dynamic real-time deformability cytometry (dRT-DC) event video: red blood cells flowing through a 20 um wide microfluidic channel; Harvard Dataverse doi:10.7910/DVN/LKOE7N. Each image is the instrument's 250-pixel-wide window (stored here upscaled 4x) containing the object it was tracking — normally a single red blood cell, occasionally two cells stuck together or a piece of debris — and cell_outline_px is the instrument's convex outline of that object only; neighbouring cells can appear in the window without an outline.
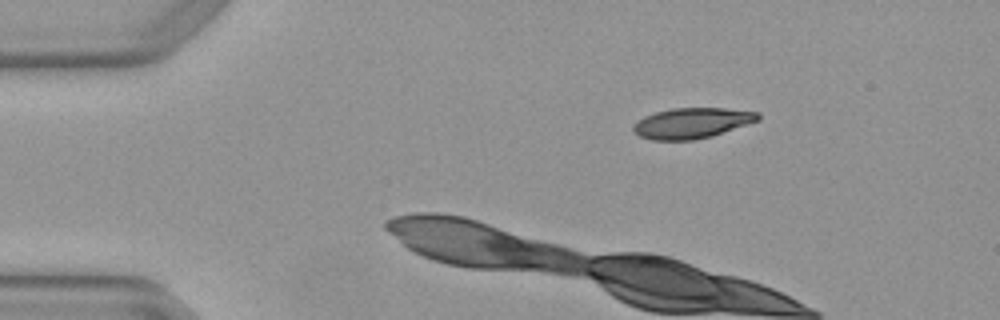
{"species": "Egyptian fruit bat (a non-hibernating species)", "species_latin": "Rousettus aegyptiacus", "temperature_condition": "warm", "stored_images_in_passage": 4, "camera_frame_rate_fps": 3000, "um_per_image_px": 0.085, "animal": {"sex": "female"}, "frame": {"image": 1, "passage_image": 1, "time_ms": 0.0, "image_size_px": [1000, 320], "cell_outline_px": [[760, 120], [712, 136], [692, 140], [652, 140], [640, 136], [632, 128], [644, 116], [656, 112], [672, 108], [724, 108], [760, 112]], "centroid_in_image_um": [58.86, 10.46], "position_along_channel_um": 26.1, "area_um2": 22.02}}
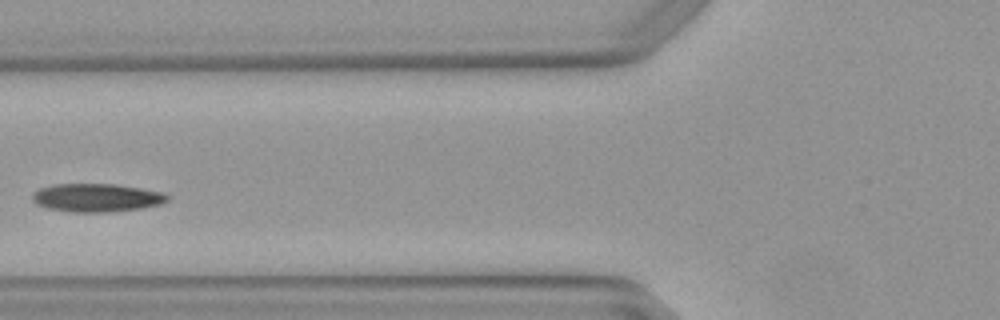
{"frame": {"image": 2, "passage_image": 4, "time_ms": 1.0, "image_size_px": [1000, 320], "cell_outline_px": [[168, 200], [160, 204], [140, 208], [108, 212], [72, 212], [48, 208], [36, 204], [32, 200], [32, 196], [40, 188], [52, 184], [116, 184], [140, 188], [160, 192], [168, 196]], "centroid_in_image_um": [8.18, 16.8], "position_along_channel_um": 117.6, "area_um2": 22.02}}